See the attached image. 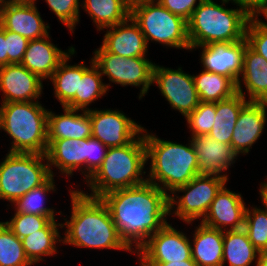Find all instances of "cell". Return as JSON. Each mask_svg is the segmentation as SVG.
I'll return each instance as SVG.
<instances>
[{
	"instance_id": "c3c4849f",
	"label": "cell",
	"mask_w": 267,
	"mask_h": 266,
	"mask_svg": "<svg viewBox=\"0 0 267 266\" xmlns=\"http://www.w3.org/2000/svg\"><path fill=\"white\" fill-rule=\"evenodd\" d=\"M130 8L136 4L147 2L150 0H123Z\"/></svg>"
},
{
	"instance_id": "f1b7e54d",
	"label": "cell",
	"mask_w": 267,
	"mask_h": 266,
	"mask_svg": "<svg viewBox=\"0 0 267 266\" xmlns=\"http://www.w3.org/2000/svg\"><path fill=\"white\" fill-rule=\"evenodd\" d=\"M75 53L76 50L74 49L59 64L49 79L53 84L54 96L58 99L62 107L66 106L75 97V93L78 92L79 78H82L83 73L89 68L84 64V61L76 65L68 64L71 56Z\"/></svg>"
},
{
	"instance_id": "5b68a950",
	"label": "cell",
	"mask_w": 267,
	"mask_h": 266,
	"mask_svg": "<svg viewBox=\"0 0 267 266\" xmlns=\"http://www.w3.org/2000/svg\"><path fill=\"white\" fill-rule=\"evenodd\" d=\"M203 0L187 21V35L192 48L245 39L248 21L253 17L244 7L227 9L229 0Z\"/></svg>"
},
{
	"instance_id": "83f0119b",
	"label": "cell",
	"mask_w": 267,
	"mask_h": 266,
	"mask_svg": "<svg viewBox=\"0 0 267 266\" xmlns=\"http://www.w3.org/2000/svg\"><path fill=\"white\" fill-rule=\"evenodd\" d=\"M247 102V98L238 92L228 99L216 102L215 123L208 136L218 142L231 145L236 121L243 106Z\"/></svg>"
},
{
	"instance_id": "1f68e13d",
	"label": "cell",
	"mask_w": 267,
	"mask_h": 266,
	"mask_svg": "<svg viewBox=\"0 0 267 266\" xmlns=\"http://www.w3.org/2000/svg\"><path fill=\"white\" fill-rule=\"evenodd\" d=\"M196 91L201 102L216 103L237 93V85L229 78L202 70L193 75Z\"/></svg>"
},
{
	"instance_id": "603a6c76",
	"label": "cell",
	"mask_w": 267,
	"mask_h": 266,
	"mask_svg": "<svg viewBox=\"0 0 267 266\" xmlns=\"http://www.w3.org/2000/svg\"><path fill=\"white\" fill-rule=\"evenodd\" d=\"M81 113H78L80 112ZM64 114L48 110L47 140L90 138L92 123L89 112L63 107Z\"/></svg>"
},
{
	"instance_id": "d6986e66",
	"label": "cell",
	"mask_w": 267,
	"mask_h": 266,
	"mask_svg": "<svg viewBox=\"0 0 267 266\" xmlns=\"http://www.w3.org/2000/svg\"><path fill=\"white\" fill-rule=\"evenodd\" d=\"M267 102L248 101L242 108L233 130L231 146L239 154H248L266 126Z\"/></svg>"
},
{
	"instance_id": "484cf974",
	"label": "cell",
	"mask_w": 267,
	"mask_h": 266,
	"mask_svg": "<svg viewBox=\"0 0 267 266\" xmlns=\"http://www.w3.org/2000/svg\"><path fill=\"white\" fill-rule=\"evenodd\" d=\"M59 228L62 229V223L51 220L43 229L21 239L24 252L32 264L45 261L42 257L54 256L58 253L56 244L58 241L62 242Z\"/></svg>"
},
{
	"instance_id": "f35d334b",
	"label": "cell",
	"mask_w": 267,
	"mask_h": 266,
	"mask_svg": "<svg viewBox=\"0 0 267 266\" xmlns=\"http://www.w3.org/2000/svg\"><path fill=\"white\" fill-rule=\"evenodd\" d=\"M108 147L93 137L86 138L84 144V180H88L102 165Z\"/></svg>"
},
{
	"instance_id": "7bdbcfd3",
	"label": "cell",
	"mask_w": 267,
	"mask_h": 266,
	"mask_svg": "<svg viewBox=\"0 0 267 266\" xmlns=\"http://www.w3.org/2000/svg\"><path fill=\"white\" fill-rule=\"evenodd\" d=\"M232 4L244 7L252 16H259L265 9L267 0H229Z\"/></svg>"
},
{
	"instance_id": "3957f363",
	"label": "cell",
	"mask_w": 267,
	"mask_h": 266,
	"mask_svg": "<svg viewBox=\"0 0 267 266\" xmlns=\"http://www.w3.org/2000/svg\"><path fill=\"white\" fill-rule=\"evenodd\" d=\"M143 135L147 162L151 159L149 174L146 176L148 182L170 195L176 188L186 185L199 175L197 156L190 140L188 145L171 142L148 133L145 128Z\"/></svg>"
},
{
	"instance_id": "ac0fdd59",
	"label": "cell",
	"mask_w": 267,
	"mask_h": 266,
	"mask_svg": "<svg viewBox=\"0 0 267 266\" xmlns=\"http://www.w3.org/2000/svg\"><path fill=\"white\" fill-rule=\"evenodd\" d=\"M190 142L197 156L199 175H215L229 179L223 172H227L238 157L230 144L218 142L208 135L192 136Z\"/></svg>"
},
{
	"instance_id": "d4e9b609",
	"label": "cell",
	"mask_w": 267,
	"mask_h": 266,
	"mask_svg": "<svg viewBox=\"0 0 267 266\" xmlns=\"http://www.w3.org/2000/svg\"><path fill=\"white\" fill-rule=\"evenodd\" d=\"M191 242L192 259L198 266H222L223 231L200 222Z\"/></svg>"
},
{
	"instance_id": "d6a6232c",
	"label": "cell",
	"mask_w": 267,
	"mask_h": 266,
	"mask_svg": "<svg viewBox=\"0 0 267 266\" xmlns=\"http://www.w3.org/2000/svg\"><path fill=\"white\" fill-rule=\"evenodd\" d=\"M54 176H51L43 185L34 188L22 197L18 198L14 205L15 212L47 216L51 220H55L54 208L44 206L47 202V194L56 191Z\"/></svg>"
},
{
	"instance_id": "74e56055",
	"label": "cell",
	"mask_w": 267,
	"mask_h": 266,
	"mask_svg": "<svg viewBox=\"0 0 267 266\" xmlns=\"http://www.w3.org/2000/svg\"><path fill=\"white\" fill-rule=\"evenodd\" d=\"M51 11L58 20L64 24L71 33H74L75 26L80 21L79 0H45Z\"/></svg>"
},
{
	"instance_id": "7a4b0ae2",
	"label": "cell",
	"mask_w": 267,
	"mask_h": 266,
	"mask_svg": "<svg viewBox=\"0 0 267 266\" xmlns=\"http://www.w3.org/2000/svg\"><path fill=\"white\" fill-rule=\"evenodd\" d=\"M71 197L70 219L62 223L66 227L63 244L78 248L114 249L135 254L121 235L112 220L107 205L101 198L83 194L79 189L69 190Z\"/></svg>"
},
{
	"instance_id": "7dc6e473",
	"label": "cell",
	"mask_w": 267,
	"mask_h": 266,
	"mask_svg": "<svg viewBox=\"0 0 267 266\" xmlns=\"http://www.w3.org/2000/svg\"><path fill=\"white\" fill-rule=\"evenodd\" d=\"M258 266H267V249L259 251Z\"/></svg>"
},
{
	"instance_id": "ba28073f",
	"label": "cell",
	"mask_w": 267,
	"mask_h": 266,
	"mask_svg": "<svg viewBox=\"0 0 267 266\" xmlns=\"http://www.w3.org/2000/svg\"><path fill=\"white\" fill-rule=\"evenodd\" d=\"M130 16L150 41L163 46L191 51L187 35V21L172 14L158 0L139 3L130 8Z\"/></svg>"
},
{
	"instance_id": "6da1fadb",
	"label": "cell",
	"mask_w": 267,
	"mask_h": 266,
	"mask_svg": "<svg viewBox=\"0 0 267 266\" xmlns=\"http://www.w3.org/2000/svg\"><path fill=\"white\" fill-rule=\"evenodd\" d=\"M101 199L107 205L121 238L135 252L168 223L169 194L148 181L114 190Z\"/></svg>"
},
{
	"instance_id": "9c48e42d",
	"label": "cell",
	"mask_w": 267,
	"mask_h": 266,
	"mask_svg": "<svg viewBox=\"0 0 267 266\" xmlns=\"http://www.w3.org/2000/svg\"><path fill=\"white\" fill-rule=\"evenodd\" d=\"M227 182L226 177L195 176L186 185L176 188L172 195H169V215L173 214L189 225L196 219L201 218L202 221L217 193ZM180 192L184 194L179 196Z\"/></svg>"
},
{
	"instance_id": "4316f807",
	"label": "cell",
	"mask_w": 267,
	"mask_h": 266,
	"mask_svg": "<svg viewBox=\"0 0 267 266\" xmlns=\"http://www.w3.org/2000/svg\"><path fill=\"white\" fill-rule=\"evenodd\" d=\"M259 251L254 247L244 229L223 231L222 266H258Z\"/></svg>"
},
{
	"instance_id": "ee69618b",
	"label": "cell",
	"mask_w": 267,
	"mask_h": 266,
	"mask_svg": "<svg viewBox=\"0 0 267 266\" xmlns=\"http://www.w3.org/2000/svg\"><path fill=\"white\" fill-rule=\"evenodd\" d=\"M8 64L5 29L0 25V66Z\"/></svg>"
},
{
	"instance_id": "e0dca14e",
	"label": "cell",
	"mask_w": 267,
	"mask_h": 266,
	"mask_svg": "<svg viewBox=\"0 0 267 266\" xmlns=\"http://www.w3.org/2000/svg\"><path fill=\"white\" fill-rule=\"evenodd\" d=\"M246 205L240 193L224 185L217 193L201 223L207 227L226 230H240L244 227Z\"/></svg>"
},
{
	"instance_id": "4dcf8cb0",
	"label": "cell",
	"mask_w": 267,
	"mask_h": 266,
	"mask_svg": "<svg viewBox=\"0 0 267 266\" xmlns=\"http://www.w3.org/2000/svg\"><path fill=\"white\" fill-rule=\"evenodd\" d=\"M90 60V67L83 73L82 78H79L78 92L65 107L88 111L91 103H95L94 101L99 100L110 90V83L102 82L103 76L99 68L94 64L92 58Z\"/></svg>"
},
{
	"instance_id": "e575fe53",
	"label": "cell",
	"mask_w": 267,
	"mask_h": 266,
	"mask_svg": "<svg viewBox=\"0 0 267 266\" xmlns=\"http://www.w3.org/2000/svg\"><path fill=\"white\" fill-rule=\"evenodd\" d=\"M243 229L258 251L267 249V211L255 206L246 207Z\"/></svg>"
},
{
	"instance_id": "f6af8a7d",
	"label": "cell",
	"mask_w": 267,
	"mask_h": 266,
	"mask_svg": "<svg viewBox=\"0 0 267 266\" xmlns=\"http://www.w3.org/2000/svg\"><path fill=\"white\" fill-rule=\"evenodd\" d=\"M140 266H198L193 259L171 263H140Z\"/></svg>"
},
{
	"instance_id": "ab89813d",
	"label": "cell",
	"mask_w": 267,
	"mask_h": 266,
	"mask_svg": "<svg viewBox=\"0 0 267 266\" xmlns=\"http://www.w3.org/2000/svg\"><path fill=\"white\" fill-rule=\"evenodd\" d=\"M248 45L267 60V24L259 16H253L246 27Z\"/></svg>"
},
{
	"instance_id": "44dd1931",
	"label": "cell",
	"mask_w": 267,
	"mask_h": 266,
	"mask_svg": "<svg viewBox=\"0 0 267 266\" xmlns=\"http://www.w3.org/2000/svg\"><path fill=\"white\" fill-rule=\"evenodd\" d=\"M75 49L62 51L50 40L49 34L40 39L30 40L21 64L41 80L50 79L59 64Z\"/></svg>"
},
{
	"instance_id": "bcb514c9",
	"label": "cell",
	"mask_w": 267,
	"mask_h": 266,
	"mask_svg": "<svg viewBox=\"0 0 267 266\" xmlns=\"http://www.w3.org/2000/svg\"><path fill=\"white\" fill-rule=\"evenodd\" d=\"M259 194H260V198L262 201V204L264 206L265 211H267V181H263L260 184V188H259Z\"/></svg>"
},
{
	"instance_id": "2e32d148",
	"label": "cell",
	"mask_w": 267,
	"mask_h": 266,
	"mask_svg": "<svg viewBox=\"0 0 267 266\" xmlns=\"http://www.w3.org/2000/svg\"><path fill=\"white\" fill-rule=\"evenodd\" d=\"M43 86V80L21 63L0 66L1 103L39 101Z\"/></svg>"
},
{
	"instance_id": "7c38bea8",
	"label": "cell",
	"mask_w": 267,
	"mask_h": 266,
	"mask_svg": "<svg viewBox=\"0 0 267 266\" xmlns=\"http://www.w3.org/2000/svg\"><path fill=\"white\" fill-rule=\"evenodd\" d=\"M152 83L157 85L171 108L179 111L184 118L201 102L193 75L185 73L182 67L174 70L154 64Z\"/></svg>"
},
{
	"instance_id": "ffe728a7",
	"label": "cell",
	"mask_w": 267,
	"mask_h": 266,
	"mask_svg": "<svg viewBox=\"0 0 267 266\" xmlns=\"http://www.w3.org/2000/svg\"><path fill=\"white\" fill-rule=\"evenodd\" d=\"M105 29L107 30L101 46L107 52L125 58L147 57L148 45L145 36L131 16Z\"/></svg>"
},
{
	"instance_id": "7402d4cb",
	"label": "cell",
	"mask_w": 267,
	"mask_h": 266,
	"mask_svg": "<svg viewBox=\"0 0 267 266\" xmlns=\"http://www.w3.org/2000/svg\"><path fill=\"white\" fill-rule=\"evenodd\" d=\"M240 76L237 83L238 93L249 98L248 101L267 102V60L248 44L244 52L243 69ZM241 83L246 88V94Z\"/></svg>"
},
{
	"instance_id": "52a82bcc",
	"label": "cell",
	"mask_w": 267,
	"mask_h": 266,
	"mask_svg": "<svg viewBox=\"0 0 267 266\" xmlns=\"http://www.w3.org/2000/svg\"><path fill=\"white\" fill-rule=\"evenodd\" d=\"M50 177L45 154L8 152L0 162V199L12 205L18 198L43 185Z\"/></svg>"
},
{
	"instance_id": "60d3db41",
	"label": "cell",
	"mask_w": 267,
	"mask_h": 266,
	"mask_svg": "<svg viewBox=\"0 0 267 266\" xmlns=\"http://www.w3.org/2000/svg\"><path fill=\"white\" fill-rule=\"evenodd\" d=\"M8 64L21 63L29 40L23 36L5 29Z\"/></svg>"
},
{
	"instance_id": "681fc988",
	"label": "cell",
	"mask_w": 267,
	"mask_h": 266,
	"mask_svg": "<svg viewBox=\"0 0 267 266\" xmlns=\"http://www.w3.org/2000/svg\"><path fill=\"white\" fill-rule=\"evenodd\" d=\"M262 14L265 17V19L267 20V4H266L265 9L260 13L259 17L262 16ZM265 23L267 24V22H265Z\"/></svg>"
},
{
	"instance_id": "d590c367",
	"label": "cell",
	"mask_w": 267,
	"mask_h": 266,
	"mask_svg": "<svg viewBox=\"0 0 267 266\" xmlns=\"http://www.w3.org/2000/svg\"><path fill=\"white\" fill-rule=\"evenodd\" d=\"M216 116V103L200 102L185 118L190 128L191 136L208 135Z\"/></svg>"
},
{
	"instance_id": "5bb4252c",
	"label": "cell",
	"mask_w": 267,
	"mask_h": 266,
	"mask_svg": "<svg viewBox=\"0 0 267 266\" xmlns=\"http://www.w3.org/2000/svg\"><path fill=\"white\" fill-rule=\"evenodd\" d=\"M35 3L4 0L0 5V25L29 41L47 36L50 26L41 18Z\"/></svg>"
},
{
	"instance_id": "9a60e30c",
	"label": "cell",
	"mask_w": 267,
	"mask_h": 266,
	"mask_svg": "<svg viewBox=\"0 0 267 266\" xmlns=\"http://www.w3.org/2000/svg\"><path fill=\"white\" fill-rule=\"evenodd\" d=\"M248 42L243 39L237 42H220L210 45L195 46L201 48L203 70L229 77L236 85L243 69V57Z\"/></svg>"
},
{
	"instance_id": "f546056e",
	"label": "cell",
	"mask_w": 267,
	"mask_h": 266,
	"mask_svg": "<svg viewBox=\"0 0 267 266\" xmlns=\"http://www.w3.org/2000/svg\"><path fill=\"white\" fill-rule=\"evenodd\" d=\"M81 7L95 24L97 31L112 27L130 16V7L123 0H83Z\"/></svg>"
},
{
	"instance_id": "30bf717a",
	"label": "cell",
	"mask_w": 267,
	"mask_h": 266,
	"mask_svg": "<svg viewBox=\"0 0 267 266\" xmlns=\"http://www.w3.org/2000/svg\"><path fill=\"white\" fill-rule=\"evenodd\" d=\"M93 62L102 76L110 82L121 86L141 87L139 99L144 97L150 88L153 78V63L147 57L125 58L107 52L101 45L93 53Z\"/></svg>"
},
{
	"instance_id": "f907efd6",
	"label": "cell",
	"mask_w": 267,
	"mask_h": 266,
	"mask_svg": "<svg viewBox=\"0 0 267 266\" xmlns=\"http://www.w3.org/2000/svg\"><path fill=\"white\" fill-rule=\"evenodd\" d=\"M9 1L35 2L37 0H9Z\"/></svg>"
},
{
	"instance_id": "4fadbf2b",
	"label": "cell",
	"mask_w": 267,
	"mask_h": 266,
	"mask_svg": "<svg viewBox=\"0 0 267 266\" xmlns=\"http://www.w3.org/2000/svg\"><path fill=\"white\" fill-rule=\"evenodd\" d=\"M88 112L92 123L91 137L108 148L129 144L143 132L144 127L118 109L90 108Z\"/></svg>"
},
{
	"instance_id": "8992f818",
	"label": "cell",
	"mask_w": 267,
	"mask_h": 266,
	"mask_svg": "<svg viewBox=\"0 0 267 266\" xmlns=\"http://www.w3.org/2000/svg\"><path fill=\"white\" fill-rule=\"evenodd\" d=\"M0 130L12 138L9 152L46 154L48 110L39 101L1 103Z\"/></svg>"
},
{
	"instance_id": "8d00e7d4",
	"label": "cell",
	"mask_w": 267,
	"mask_h": 266,
	"mask_svg": "<svg viewBox=\"0 0 267 266\" xmlns=\"http://www.w3.org/2000/svg\"><path fill=\"white\" fill-rule=\"evenodd\" d=\"M51 219L47 216L15 212L10 221L4 222L21 240L29 234L43 229Z\"/></svg>"
},
{
	"instance_id": "277c9868",
	"label": "cell",
	"mask_w": 267,
	"mask_h": 266,
	"mask_svg": "<svg viewBox=\"0 0 267 266\" xmlns=\"http://www.w3.org/2000/svg\"><path fill=\"white\" fill-rule=\"evenodd\" d=\"M146 145L143 132L129 144L108 148L107 154L98 170L85 181L89 191H80L93 198L118 189L129 188L147 181L144 179Z\"/></svg>"
},
{
	"instance_id": "836d02e7",
	"label": "cell",
	"mask_w": 267,
	"mask_h": 266,
	"mask_svg": "<svg viewBox=\"0 0 267 266\" xmlns=\"http://www.w3.org/2000/svg\"><path fill=\"white\" fill-rule=\"evenodd\" d=\"M22 241L0 221V266H31Z\"/></svg>"
},
{
	"instance_id": "b9f144b4",
	"label": "cell",
	"mask_w": 267,
	"mask_h": 266,
	"mask_svg": "<svg viewBox=\"0 0 267 266\" xmlns=\"http://www.w3.org/2000/svg\"><path fill=\"white\" fill-rule=\"evenodd\" d=\"M172 14L182 17L188 21L194 9L203 0H158ZM198 1V3H197Z\"/></svg>"
},
{
	"instance_id": "cb8c5ba5",
	"label": "cell",
	"mask_w": 267,
	"mask_h": 266,
	"mask_svg": "<svg viewBox=\"0 0 267 266\" xmlns=\"http://www.w3.org/2000/svg\"><path fill=\"white\" fill-rule=\"evenodd\" d=\"M48 148L46 158L51 176L54 172L52 166L59 169L64 176L71 177L76 169L84 175V144L85 139H57L47 140Z\"/></svg>"
},
{
	"instance_id": "8fae6325",
	"label": "cell",
	"mask_w": 267,
	"mask_h": 266,
	"mask_svg": "<svg viewBox=\"0 0 267 266\" xmlns=\"http://www.w3.org/2000/svg\"><path fill=\"white\" fill-rule=\"evenodd\" d=\"M187 234L170 223L152 234L135 252L139 263H171L192 258L191 242Z\"/></svg>"
}]
</instances>
